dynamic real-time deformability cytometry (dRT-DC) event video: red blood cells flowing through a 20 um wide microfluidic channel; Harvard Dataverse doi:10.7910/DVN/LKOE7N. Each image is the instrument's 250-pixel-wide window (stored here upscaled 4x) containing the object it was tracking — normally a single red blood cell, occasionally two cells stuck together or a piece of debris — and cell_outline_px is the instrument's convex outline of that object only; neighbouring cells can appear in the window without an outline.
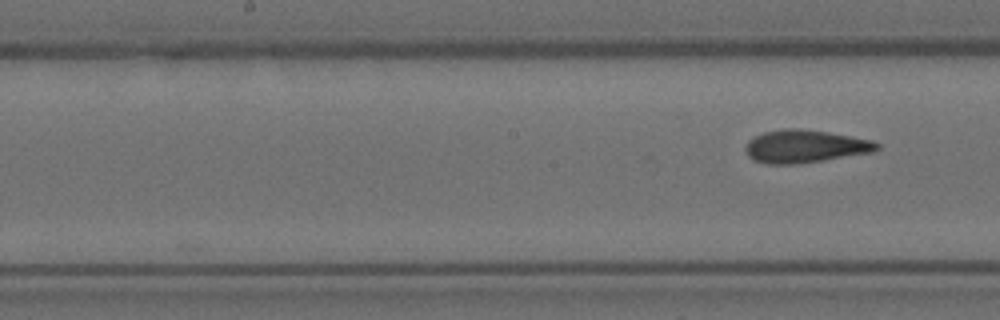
{"species": "Egyptian fruit bat (a non-hibernating species)", "species_latin": "Rousettus aegyptiacus", "temperature_condition": "room temperature", "stored_images_in_passage": 10, "camera_frame_rate_fps": 3000, "um_per_image_px": 0.085, "animal": {"sex": "female"}, "frame": {"image": 1, "passage_image": 10, "time_ms": 3.0, "image_size_px": [1000, 320], "cell_outline_px": [[880, 148], [876, 152], [796, 164], [768, 164], [752, 160], [748, 156], [744, 148], [748, 140], [764, 132], [784, 128], [800, 128], [828, 132], [872, 140], [880, 144]], "centroid_in_image_um": [68.43, 12.44], "position_along_channel_um": 179.8, "area_um2": 25.32}}